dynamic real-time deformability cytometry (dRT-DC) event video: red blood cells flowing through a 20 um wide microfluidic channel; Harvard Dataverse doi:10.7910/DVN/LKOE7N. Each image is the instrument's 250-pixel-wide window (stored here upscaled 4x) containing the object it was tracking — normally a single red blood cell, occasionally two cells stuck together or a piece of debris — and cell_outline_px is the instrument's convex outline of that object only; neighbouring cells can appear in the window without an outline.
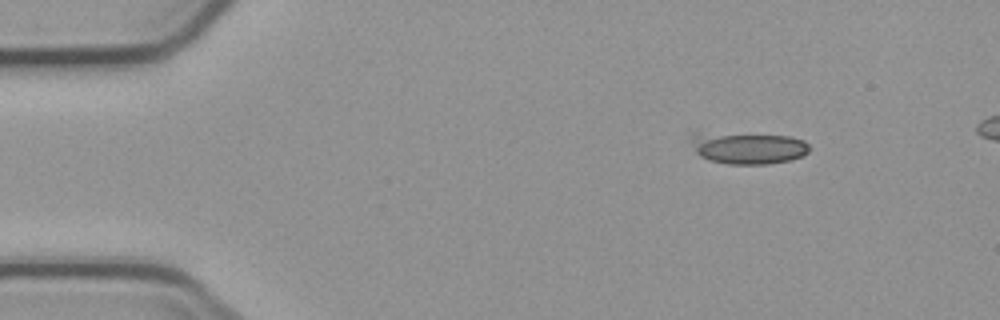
{"species": "common noctule bat (a hibernating species)", "species_latin": "Nyctalus noctula", "temperature_condition": "cold", "stored_images_in_passage": 4, "camera_frame_rate_fps": 3000, "um_per_image_px": 0.085, "animal": {"sex": "male", "body_mass_g": 23.1, "forearm_length_mm": 52.7}, "frame": {"image": 1, "passage_image": 1, "time_ms": 0.0, "image_size_px": [1000, 320], "cell_outline_px": [[808, 152], [804, 156], [792, 160], [768, 164], [728, 164], [708, 160], [700, 156], [696, 152], [696, 140], [720, 136], [788, 136], [804, 140], [808, 144]], "centroid_in_image_um": [63.87, 12.69], "position_along_channel_um": 21.1, "area_um2": 19.83}}